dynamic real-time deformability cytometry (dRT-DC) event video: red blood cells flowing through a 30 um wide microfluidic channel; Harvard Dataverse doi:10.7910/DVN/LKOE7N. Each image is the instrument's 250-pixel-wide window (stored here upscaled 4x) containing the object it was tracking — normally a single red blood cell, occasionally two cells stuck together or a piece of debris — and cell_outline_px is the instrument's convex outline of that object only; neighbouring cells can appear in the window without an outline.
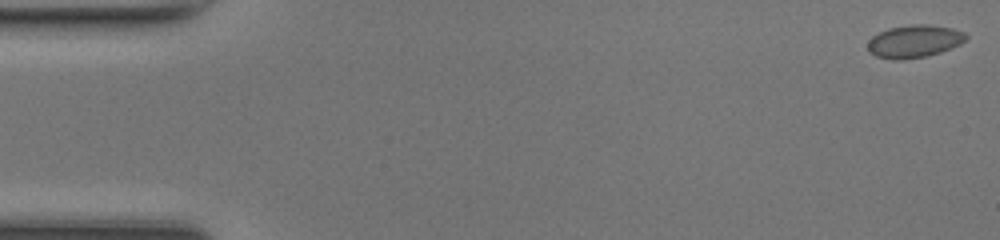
{"species": "common noctule bat (a hibernating species)", "species_latin": "Nyctalus noctula", "temperature_condition": "room temperature", "stored_images_in_passage": 48, "camera_frame_rate_fps": 3000, "um_per_image_px": 0.085, "animal": {"sex": "female", "body_mass_g": 17.0, "forearm_length_mm": 48.0}, "frame": {"image": 1, "passage_image": 1, "time_ms": 0.0, "image_size_px": [1000, 240], "cell_outline_px": [[968, 36], [960, 44], [940, 52], [924, 56], [900, 60], [892, 60], [876, 56], [868, 52], [868, 40], [872, 36], [888, 28], [912, 24], [924, 24], [952, 28], [964, 32]], "centroid_in_image_um": [77.68, 3.51], "position_along_channel_um": 7.3, "area_um2": 18.61}}
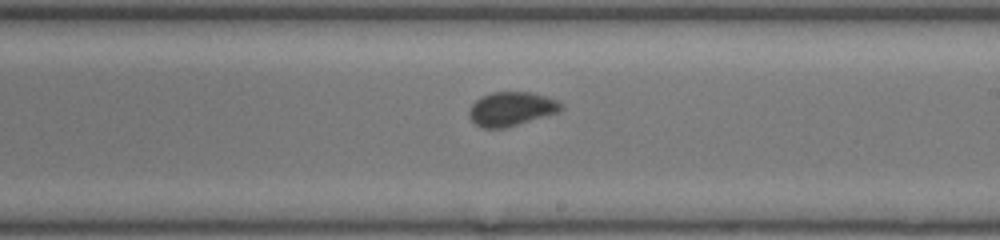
{"frame": {"image": 2, "passage_image": 28, "time_ms": 9.0, "image_size_px": [1000, 240], "cell_outline_px": [[564, 108], [556, 112], [504, 128], [484, 128], [476, 124], [468, 116], [468, 112], [472, 104], [480, 96], [492, 92], [528, 92], [548, 96], [556, 100]], "centroid_in_image_um": [43.41, 9.24], "position_along_channel_um": 245.6, "area_um2": 17.92}}
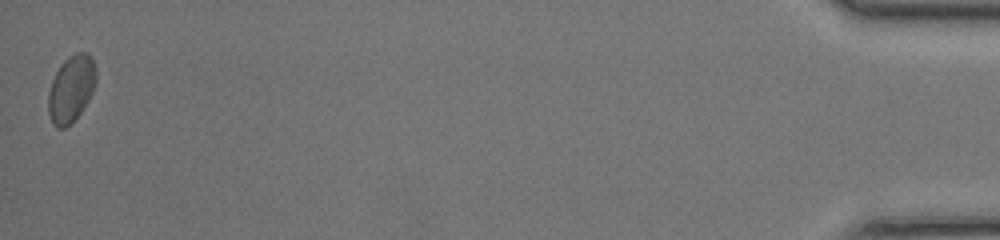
{"frame": {"image": 3, "passage_image": 48, "time_ms": 15.667, "image_size_px": [1000, 240], "cell_outline_px": [[96, 80], [92, 92], [88, 100], [80, 112], [64, 128], [56, 128], [52, 124], [48, 112], [48, 92], [52, 80], [60, 64], [68, 56], [76, 52], [88, 52], [92, 56], [96, 72]], "centroid_in_image_um": [6.04, 7.51], "position_along_channel_um": 429.2, "area_um2": 18.55}, "authors_computed_cell_mechanics": {"area_um2": 17.8024, "velocity_mm_per_s": 4.3075, "shape_relaxation_time_tau1_ms": 2.8869, "shape_relaxation_time_tau2_ms": 1.174, "deformation_change_tau1": 0.0765, "deformation_change_tau2": 0.0382}}